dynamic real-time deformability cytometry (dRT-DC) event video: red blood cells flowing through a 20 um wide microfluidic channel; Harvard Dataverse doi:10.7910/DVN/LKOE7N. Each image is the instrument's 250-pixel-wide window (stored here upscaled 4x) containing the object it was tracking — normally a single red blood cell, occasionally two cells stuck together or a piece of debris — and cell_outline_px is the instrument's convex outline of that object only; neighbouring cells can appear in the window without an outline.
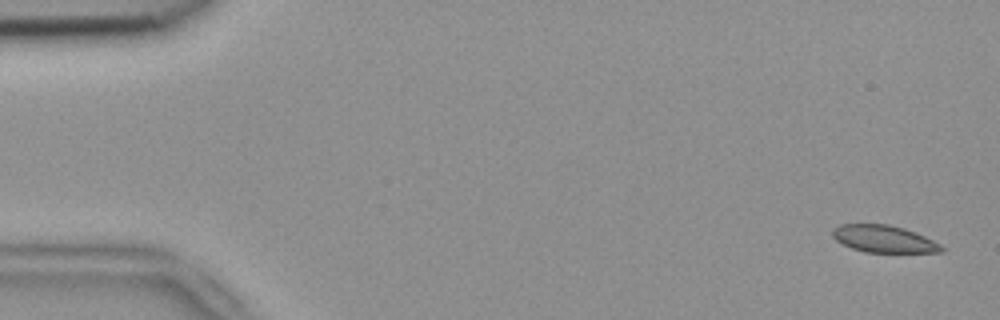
{"species": "common noctule bat (a hibernating species)", "species_latin": "Nyctalus noctula", "temperature_condition": "room temperature", "stored_images_in_passage": 54, "camera_frame_rate_fps": 3000, "um_per_image_px": 0.085, "animal": {"sex": "female", "body_mass_g": 18.4}, "frame": {"image": 1, "passage_image": 2, "time_ms": 0.333, "image_size_px": [1000, 320], "cell_outline_px": [[944, 252], [864, 252], [852, 248], [836, 240], [832, 236], [832, 228], [840, 224], [888, 224], [904, 228], [916, 232], [940, 244], [944, 248]], "centroid_in_image_um": [75.11, 20.3], "position_along_channel_um": 9.9, "area_um2": 17.22}}
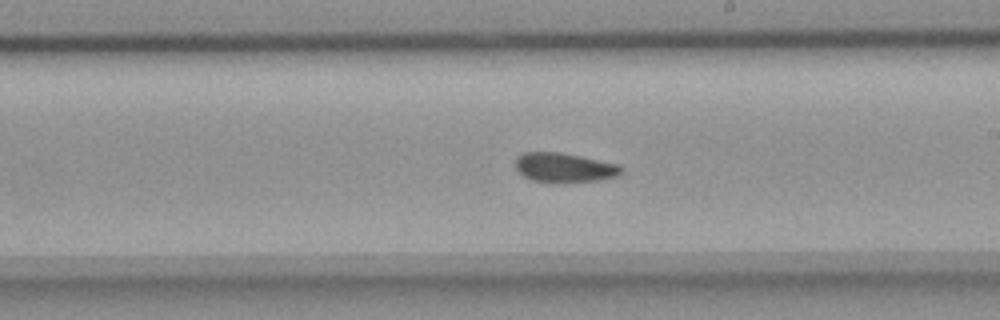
{"frame": {"image": 2, "passage_image": 31, "time_ms": 10.0, "image_size_px": [1000, 320], "cell_outline_px": [[624, 168], [620, 176], [596, 180], [548, 184], [532, 180], [524, 176], [516, 168], [516, 156], [524, 152], [560, 152], [620, 164]], "centroid_in_image_um": [47.98, 14.26], "position_along_channel_um": 241.0, "area_um2": 18.5}}
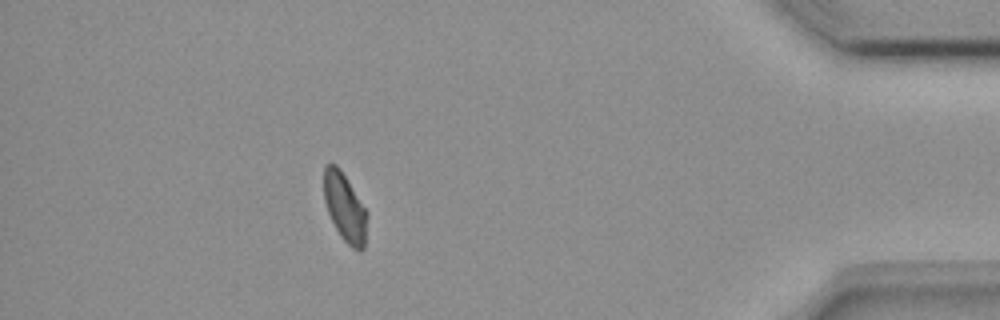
{"frame": {"image": 3, "passage_image": 48, "time_ms": 15.667, "image_size_px": [1000, 320], "cell_outline_px": [[368, 216], [364, 248], [360, 252], [356, 252], [340, 236], [328, 212], [324, 200], [324, 164], [336, 164], [340, 168], [368, 212]], "centroid_in_image_um": [29.33, 17.65], "position_along_channel_um": 405.9, "area_um2": 17.34}, "authors_computed_cell_mechanics": {"area_um2": 18.207, "velocity_mm_per_s": 3.7771, "shape_relaxation_time_tau1_ms": null, "shape_relaxation_time_tau2_ms": 7.5487, "deformation_change_tau1": null, "deformation_change_tau2": 0.0581}}